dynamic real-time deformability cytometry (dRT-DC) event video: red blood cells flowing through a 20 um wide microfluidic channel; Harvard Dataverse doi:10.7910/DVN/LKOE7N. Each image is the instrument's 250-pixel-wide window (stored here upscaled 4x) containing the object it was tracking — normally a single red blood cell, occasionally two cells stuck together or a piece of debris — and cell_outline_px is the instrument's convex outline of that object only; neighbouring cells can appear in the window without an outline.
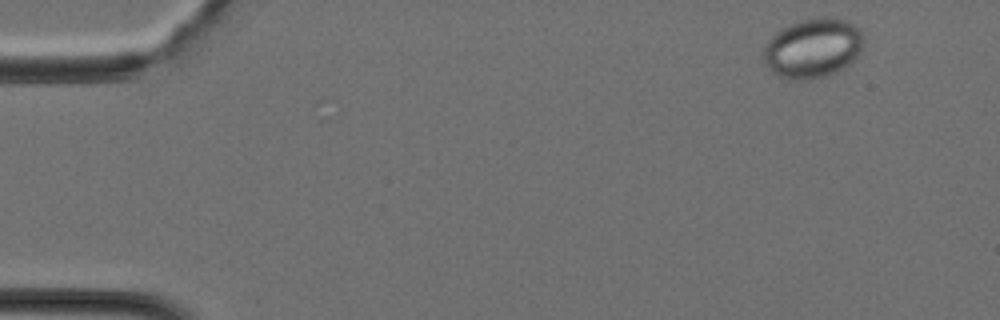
{"species": "Egyptian fruit bat (a non-hibernating species)", "species_latin": "Rousettus aegyptiacus", "temperature_condition": "cold", "stored_images_in_passage": 7, "camera_frame_rate_fps": 3000, "um_per_image_px": 0.085, "animal": {"sex": "female"}, "frame": {"image": 1, "passage_image": 1, "time_ms": 0.0, "image_size_px": [1000, 320], "cell_outline_px": [[860, 52], [844, 68], [820, 80], [788, 80], [772, 72], [764, 64], [764, 44], [776, 32], [788, 24], [800, 20], [824, 16], [848, 20], [860, 32]], "centroid_in_image_um": [69.03, 4.12], "position_along_channel_um": 16.0, "area_um2": 34.85}}